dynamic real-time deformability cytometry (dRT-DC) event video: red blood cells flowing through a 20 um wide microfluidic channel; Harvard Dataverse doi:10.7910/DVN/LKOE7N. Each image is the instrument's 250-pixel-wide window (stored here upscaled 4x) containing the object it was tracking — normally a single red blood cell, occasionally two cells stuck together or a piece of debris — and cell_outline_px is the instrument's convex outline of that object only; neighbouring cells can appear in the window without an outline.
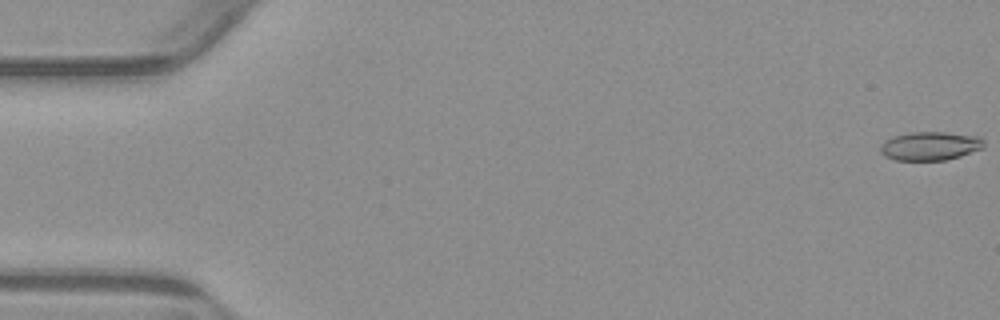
{"species": "common noctule bat (a hibernating species)", "species_latin": "Nyctalus noctula", "temperature_condition": "warm", "stored_images_in_passage": 55, "camera_frame_rate_fps": 3000, "um_per_image_px": 0.085, "animal": {"sex": "male", "body_mass_g": 23.1, "forearm_length_mm": 52.7}, "frame": {"image": 1, "passage_image": 1, "time_ms": 0.0, "image_size_px": [1000, 320], "cell_outline_px": [[984, 148], [960, 156], [944, 160], [896, 160], [884, 156], [880, 152], [880, 144], [884, 140], [892, 136], [912, 132], [944, 132], [980, 136], [984, 140]], "centroid_in_image_um": [79.05, 12.4], "position_along_channel_um": 6.0, "area_um2": 17.46}}
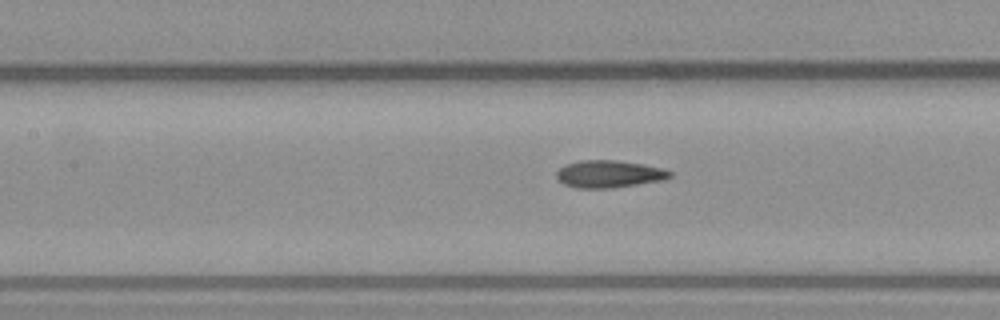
{"frame": {"image": 2, "passage_image": 25, "time_ms": 8.0, "image_size_px": [1000, 320], "cell_outline_px": [[672, 176], [664, 180], [612, 188], [576, 188], [564, 184], [556, 176], [556, 172], [564, 164], [580, 160], [616, 160], [644, 164], [660, 168], [672, 172]], "centroid_in_image_um": [51.76, 14.79], "position_along_channel_um": 155.6, "area_um2": 18.09}}
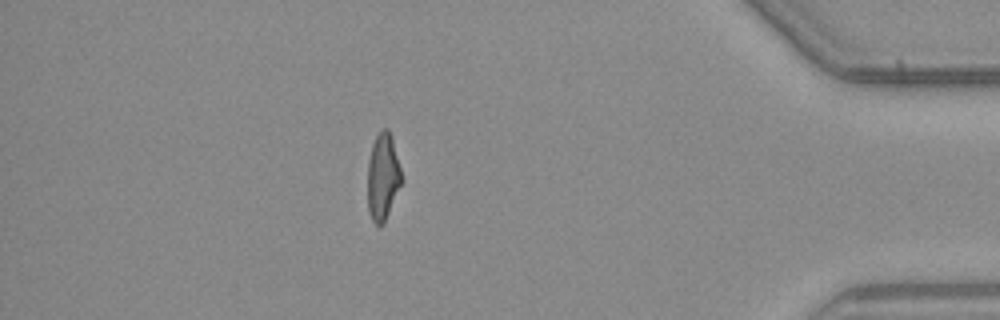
{"frame": {"image": 3, "passage_image": 48, "time_ms": 15.667, "image_size_px": [1000, 320], "cell_outline_px": [[404, 180], [384, 224], [380, 228], [372, 220], [368, 212], [368, 160], [372, 144], [376, 136], [384, 128], [388, 128], [392, 140]], "centroid_in_image_um": [32.55, 15.09], "position_along_channel_um": 402.6, "area_um2": 17.4}, "authors_computed_cell_mechanics": {"area_um2": 17.7446, "velocity_mm_per_s": 3.838, "shape_relaxation_time_tau1_ms": null, "shape_relaxation_time_tau2_ms": 2.2683, "deformation_change_tau1": null, "deformation_change_tau2": 0.111}}